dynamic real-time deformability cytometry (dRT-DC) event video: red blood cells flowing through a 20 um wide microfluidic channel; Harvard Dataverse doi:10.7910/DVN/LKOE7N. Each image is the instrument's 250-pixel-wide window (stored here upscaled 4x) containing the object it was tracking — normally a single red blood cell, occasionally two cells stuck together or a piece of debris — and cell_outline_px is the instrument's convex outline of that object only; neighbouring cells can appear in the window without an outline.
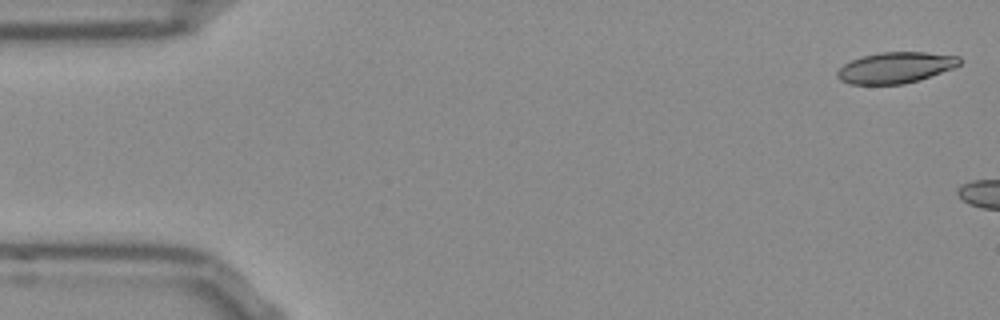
{"species": "Egyptian fruit bat (a non-hibernating species)", "species_latin": "Rousettus aegyptiacus", "temperature_condition": "room temperature", "stored_images_in_passage": 6, "camera_frame_rate_fps": 3000, "um_per_image_px": 0.085, "frame": {"image": 1, "passage_image": 2, "time_ms": 0.333, "image_size_px": [1000, 320], "cell_outline_px": [[960, 64], [952, 68], [920, 80], [904, 84], [848, 84], [840, 80], [836, 76], [836, 72], [844, 64], [860, 56], [880, 52], [924, 52], [960, 56]], "centroid_in_image_um": [76.09, 5.75], "position_along_channel_um": 8.9, "area_um2": 22.14}}